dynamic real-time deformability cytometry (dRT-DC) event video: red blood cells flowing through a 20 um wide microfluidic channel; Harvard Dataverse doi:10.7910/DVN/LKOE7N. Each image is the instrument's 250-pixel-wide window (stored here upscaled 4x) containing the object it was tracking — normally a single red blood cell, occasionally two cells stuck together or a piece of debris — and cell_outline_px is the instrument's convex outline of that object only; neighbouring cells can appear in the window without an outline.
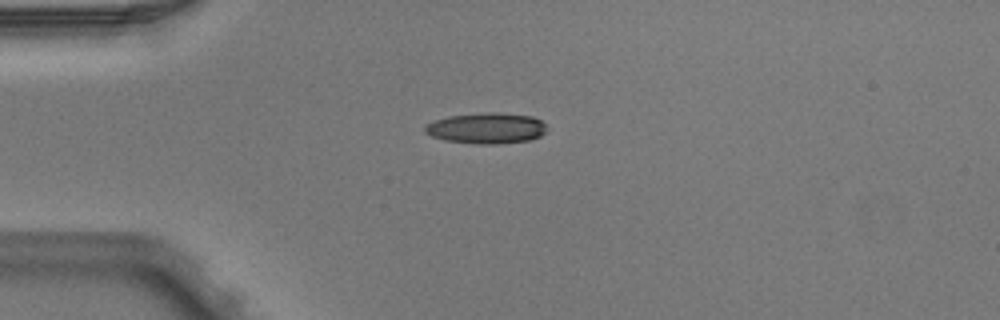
{"species": "Egyptian fruit bat (a non-hibernating species)", "species_latin": "Rousettus aegyptiacus", "temperature_condition": "warm", "stored_images_in_passage": 1, "camera_frame_rate_fps": 3000, "um_per_image_px": 0.085, "animal": {"sex": "male"}, "frame": {"image": 1, "passage_image": 1, "time_ms": 0.0, "image_size_px": [1000, 320], "cell_outline_px": [[548, 128], [540, 136], [528, 140], [496, 144], [476, 144], [444, 140], [432, 136], [424, 132], [424, 124], [432, 120], [448, 116], [488, 112], [496, 112], [532, 116], [540, 120]], "centroid_in_image_um": [41.3, 10.89], "position_along_channel_um": 43.7, "area_um2": 22.02}}